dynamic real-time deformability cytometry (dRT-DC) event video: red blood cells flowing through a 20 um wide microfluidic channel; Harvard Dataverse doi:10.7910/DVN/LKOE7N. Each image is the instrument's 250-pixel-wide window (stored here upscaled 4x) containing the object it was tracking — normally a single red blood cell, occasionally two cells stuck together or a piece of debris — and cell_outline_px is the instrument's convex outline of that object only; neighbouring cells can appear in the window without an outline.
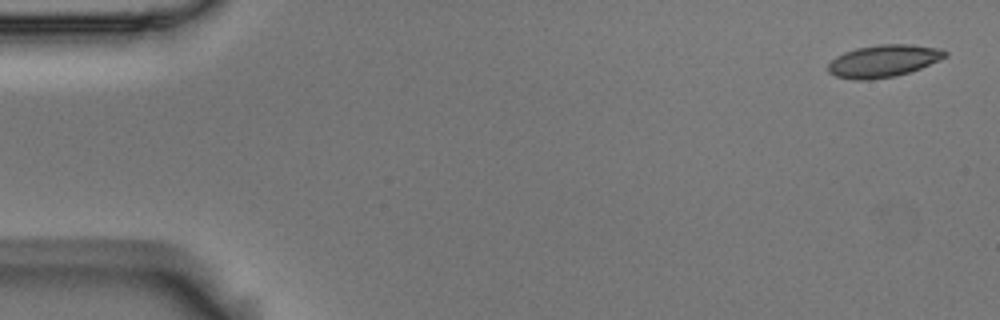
{"species": "Egyptian fruit bat (a non-hibernating species)", "species_latin": "Rousettus aegyptiacus", "temperature_condition": "room temperature", "stored_images_in_passage": 5, "camera_frame_rate_fps": 3000, "um_per_image_px": 0.085, "animal": {"sex": "male"}, "frame": {"image": 1, "passage_image": 1, "time_ms": 0.0, "image_size_px": [1000, 320], "cell_outline_px": [[948, 56], [940, 60], [920, 68], [896, 76], [868, 80], [856, 80], [836, 76], [828, 72], [828, 64], [836, 56], [844, 52], [856, 48], [880, 44], [912, 44], [940, 48], [948, 52]], "centroid_in_image_um": [75.11, 5.17], "position_along_channel_um": 9.9, "area_um2": 22.08}}
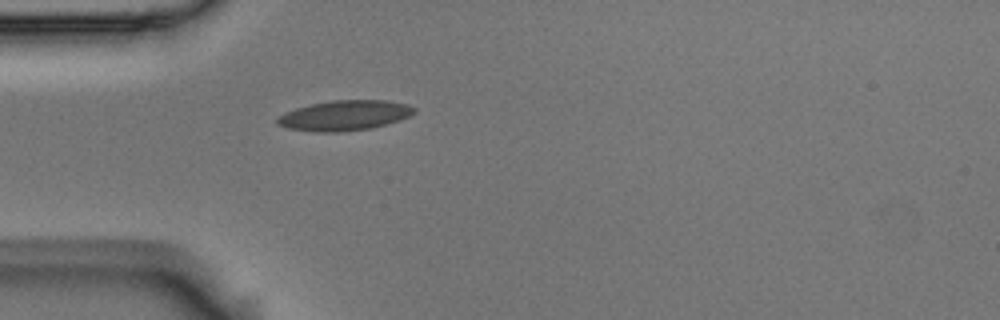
{"frame": {"image": 2, "passage_image": 5, "time_ms": 1.333, "image_size_px": [1000, 320], "cell_outline_px": [[416, 112], [400, 120], [368, 128], [340, 132], [312, 132], [288, 128], [276, 124], [276, 120], [280, 116], [296, 108], [312, 104], [332, 100], [384, 100], [408, 104], [416, 108]], "centroid_in_image_um": [29.29, 9.81], "position_along_channel_um": 55.7, "area_um2": 23.81}}